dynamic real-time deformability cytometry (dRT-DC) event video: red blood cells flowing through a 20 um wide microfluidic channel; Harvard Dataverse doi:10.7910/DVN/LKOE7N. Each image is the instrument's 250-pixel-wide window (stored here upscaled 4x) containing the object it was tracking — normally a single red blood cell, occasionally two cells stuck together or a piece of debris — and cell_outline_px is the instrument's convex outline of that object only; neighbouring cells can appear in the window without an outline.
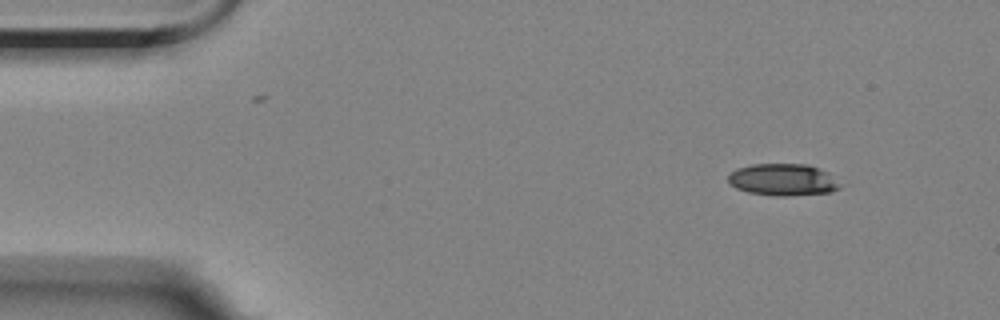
{"species": "Egyptian fruit bat (a non-hibernating species)", "species_latin": "Rousettus aegyptiacus", "temperature_condition": "room temperature", "stored_images_in_passage": 4, "camera_frame_rate_fps": 3000, "um_per_image_px": 0.085, "animal": {"sex": "female"}, "frame": {"image": 1, "passage_image": 1, "time_ms": 0.0, "image_size_px": [1000, 320], "cell_outline_px": [[840, 188], [832, 192], [784, 196], [776, 196], [748, 192], [736, 188], [728, 184], [728, 176], [736, 168], [752, 164], [808, 164], [820, 168], [828, 172], [840, 184]], "centroid_in_image_um": [66.54, 15.27], "position_along_channel_um": 18.5, "area_um2": 20.92}}
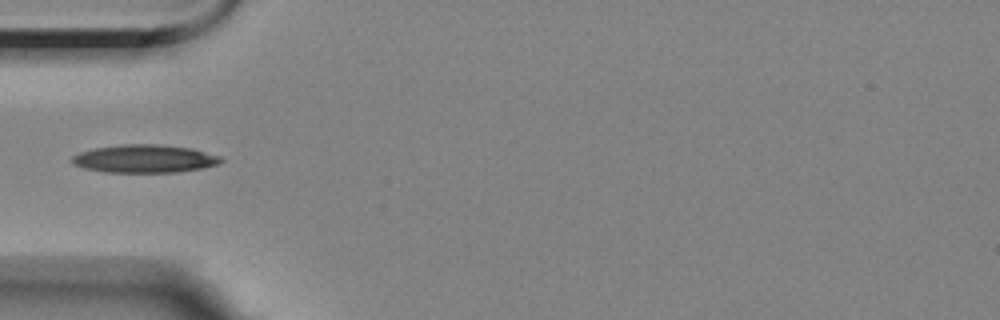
{"frame": {"image": 2, "passage_image": 4, "time_ms": 4.0, "image_size_px": [1000, 320], "cell_outline_px": [[224, 160], [220, 164], [204, 168], [176, 172], [104, 172], [84, 168], [72, 164], [72, 156], [80, 152], [96, 148], [120, 144], [156, 144], [192, 148], [220, 156]], "centroid_in_image_um": [12.31, 13.49], "position_along_channel_um": 72.7, "area_um2": 24.39}}